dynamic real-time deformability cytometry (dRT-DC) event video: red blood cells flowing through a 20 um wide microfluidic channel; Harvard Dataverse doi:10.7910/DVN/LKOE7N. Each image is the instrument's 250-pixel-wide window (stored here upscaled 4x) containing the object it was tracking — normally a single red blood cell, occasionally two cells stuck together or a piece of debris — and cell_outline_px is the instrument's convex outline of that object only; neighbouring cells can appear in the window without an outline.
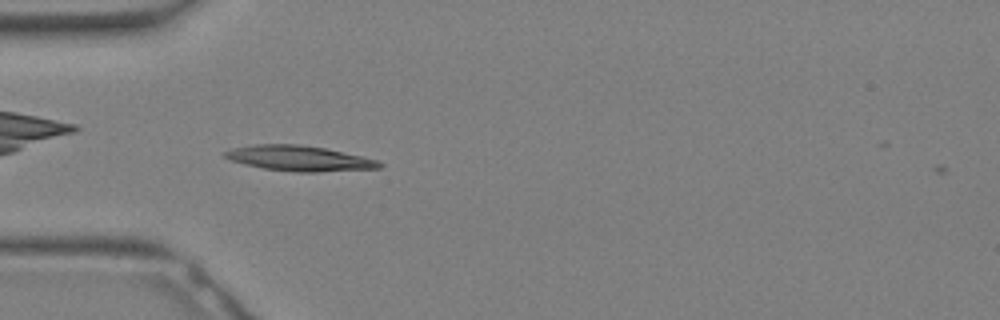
{"species": "Egyptian fruit bat (a non-hibernating species)", "species_latin": "Rousettus aegyptiacus", "temperature_condition": "warm", "stored_images_in_passage": 12, "camera_frame_rate_fps": 3000, "um_per_image_px": 0.085, "animal": {"sex": "female"}, "frame": {"image": 1, "passage_image": 10, "time_ms": 3.0, "image_size_px": [1000, 320], "cell_outline_px": [[384, 164], [380, 168], [316, 172], [296, 172], [264, 168], [244, 164], [232, 160], [224, 156], [224, 152], [232, 148], [256, 144], [296, 144], [324, 148], [364, 156], [376, 160]], "centroid_in_image_um": [25.45, 13.46], "position_along_channel_um": 59.5, "area_um2": 22.6}}
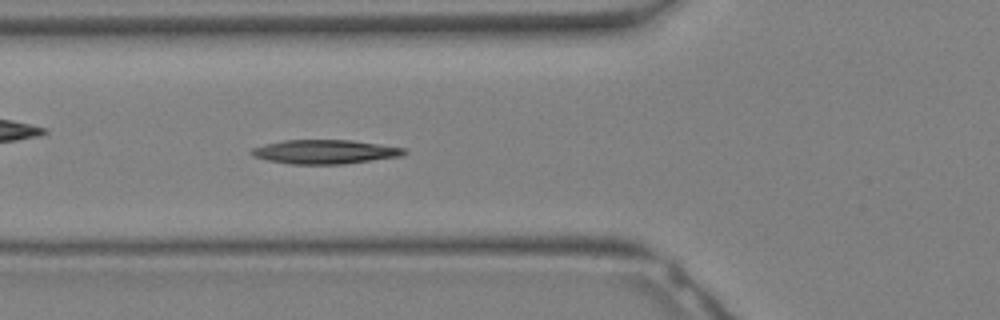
{"frame": {"image": 2, "passage_image": 12, "time_ms": 3.667, "image_size_px": [1000, 320], "cell_outline_px": [[408, 152], [400, 156], [344, 164], [292, 164], [268, 160], [252, 156], [252, 148], [264, 144], [284, 140], [352, 140], [404, 148]], "centroid_in_image_um": [27.61, 12.9], "position_along_channel_um": 98.2, "area_um2": 21.21}}